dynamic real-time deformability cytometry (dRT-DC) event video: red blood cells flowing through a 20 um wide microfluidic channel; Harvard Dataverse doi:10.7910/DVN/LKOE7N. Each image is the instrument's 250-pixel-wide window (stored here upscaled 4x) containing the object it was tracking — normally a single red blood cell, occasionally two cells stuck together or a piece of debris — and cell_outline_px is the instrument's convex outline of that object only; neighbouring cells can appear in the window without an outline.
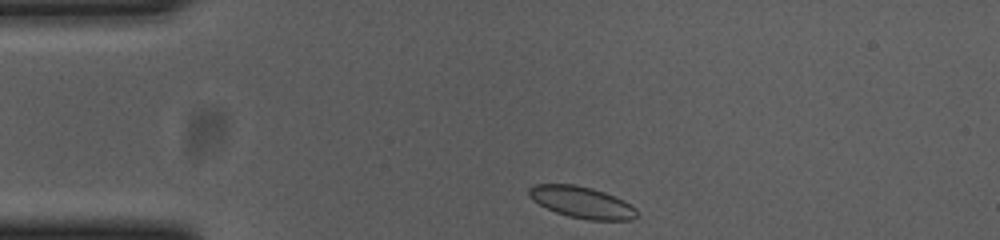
{"species": "common noctule bat (a hibernating species)", "species_latin": "Nyctalus noctula", "temperature_condition": "cold", "stored_images_in_passage": 36, "camera_frame_rate_fps": 3000, "um_per_image_px": 0.085, "animal": {"sex": "female", "body_mass_g": 23.0, "forearm_length_mm": 53.4}, "frame": {"image": 1, "passage_image": 1, "time_ms": 0.0, "image_size_px": [1000, 240], "cell_outline_px": [[636, 216], [632, 220], [588, 220], [568, 216], [556, 212], [532, 200], [528, 196], [528, 188], [536, 184], [572, 184], [592, 188], [616, 196], [624, 200], [636, 208]], "centroid_in_image_um": [49.45, 17.19], "position_along_channel_um": 35.5, "area_um2": 19.83}}
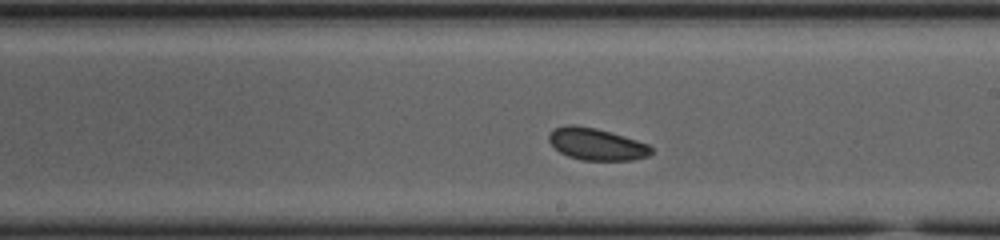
{"frame": {"image": 2, "passage_image": 21, "time_ms": 6.667, "image_size_px": [1000, 240], "cell_outline_px": [[652, 152], [648, 156], [632, 160], [580, 160], [568, 156], [560, 152], [548, 140], [548, 136], [556, 128], [568, 124], [572, 124], [596, 128], [624, 136], [648, 144], [652, 148]], "centroid_in_image_um": [50.71, 12.26], "position_along_channel_um": 238.3, "area_um2": 18.9}}
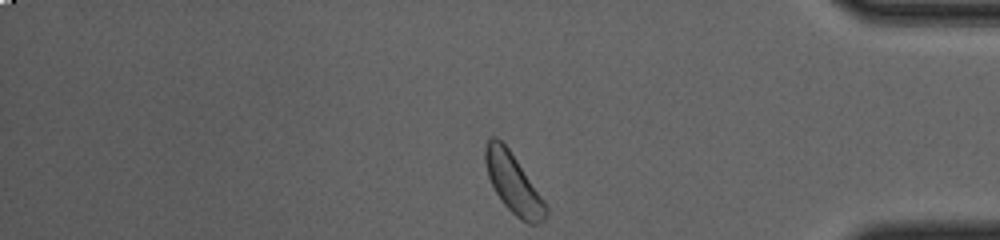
{"frame": {"image": 3, "passage_image": 36, "time_ms": 11.667, "image_size_px": [1000, 240], "cell_outline_px": [[548, 216], [544, 220], [536, 224], [528, 224], [520, 220], [504, 204], [496, 192], [488, 176], [484, 160], [484, 148], [488, 140], [492, 136], [496, 136], [508, 148], [544, 200], [548, 208]], "centroid_in_image_um": [43.63, 15.61], "position_along_channel_um": 391.6, "area_um2": 20.81}}